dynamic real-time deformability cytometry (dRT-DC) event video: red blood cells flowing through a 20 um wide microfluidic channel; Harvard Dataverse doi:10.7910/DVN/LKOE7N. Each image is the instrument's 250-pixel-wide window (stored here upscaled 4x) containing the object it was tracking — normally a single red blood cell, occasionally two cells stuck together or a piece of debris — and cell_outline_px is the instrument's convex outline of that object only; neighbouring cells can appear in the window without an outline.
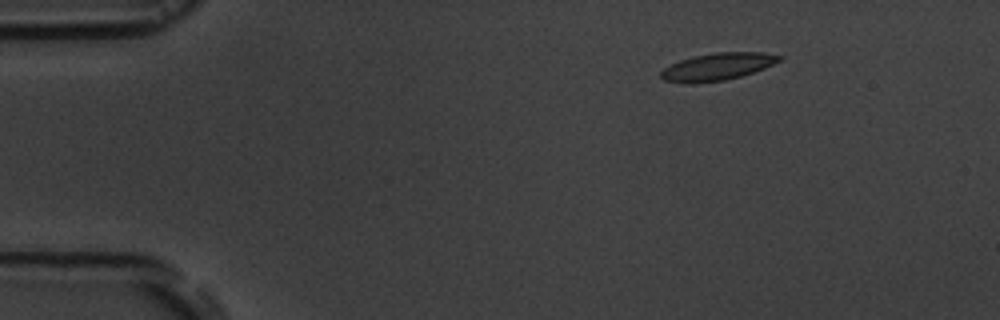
{"species": "common noctule bat (a hibernating species)", "species_latin": "Nyctalus noctula", "temperature_condition": "room temperature", "stored_images_in_passage": 2, "camera_frame_rate_fps": 3000, "um_per_image_px": 0.085, "animal": {"sex": "male", "body_mass_g": 19.5, "forearm_length_mm": 54.6}, "frame": {"image": 1, "passage_image": 2, "time_ms": 13.333, "image_size_px": [1000, 320], "cell_outline_px": [[784, 56], [780, 60], [764, 68], [740, 76], [724, 80], [692, 84], [688, 84], [664, 80], [660, 76], [660, 72], [664, 68], [680, 60], [692, 56], [716, 52], [764, 52]], "centroid_in_image_um": [60.96, 5.66], "position_along_channel_um": 24.0, "area_um2": 18.79}}